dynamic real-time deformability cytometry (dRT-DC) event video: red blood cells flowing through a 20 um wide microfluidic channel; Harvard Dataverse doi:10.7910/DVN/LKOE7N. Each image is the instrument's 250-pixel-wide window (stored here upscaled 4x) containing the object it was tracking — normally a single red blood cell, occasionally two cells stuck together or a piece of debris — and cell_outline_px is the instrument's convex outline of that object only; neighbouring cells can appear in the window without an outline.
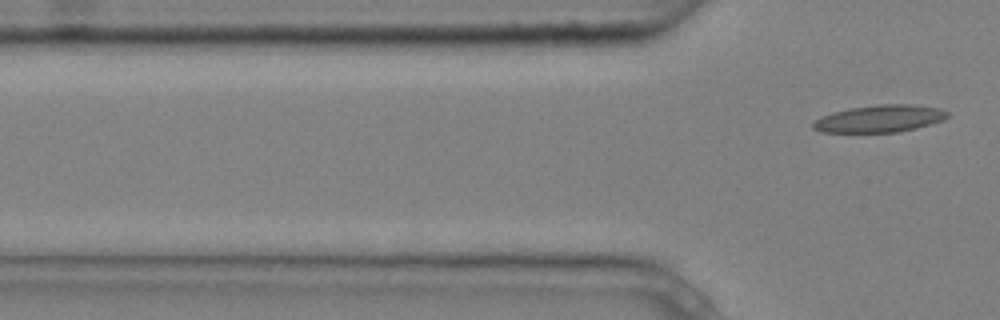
{"species": "common noctule bat (a hibernating species)", "species_latin": "Nyctalus noctula", "temperature_condition": "cold", "stored_images_in_passage": 3, "segment_of_instrument_passage": [2, 2], "camera_frame_rate_fps": 3000, "um_per_image_px": 0.085, "animal": {"sex": "male", "body_mass_g": 20.4}, "frame": {"image": 1, "passage_image": 3, "time_ms": 0.667, "image_size_px": [1000, 320], "cell_outline_px": [[948, 116], [944, 120], [916, 128], [900, 132], [820, 132], [812, 128], [812, 124], [816, 120], [824, 116], [848, 108], [880, 104], [908, 104], [940, 108], [948, 112]], "centroid_in_image_um": [74.8, 10.09], "position_along_channel_um": 51.0, "area_um2": 21.15}}